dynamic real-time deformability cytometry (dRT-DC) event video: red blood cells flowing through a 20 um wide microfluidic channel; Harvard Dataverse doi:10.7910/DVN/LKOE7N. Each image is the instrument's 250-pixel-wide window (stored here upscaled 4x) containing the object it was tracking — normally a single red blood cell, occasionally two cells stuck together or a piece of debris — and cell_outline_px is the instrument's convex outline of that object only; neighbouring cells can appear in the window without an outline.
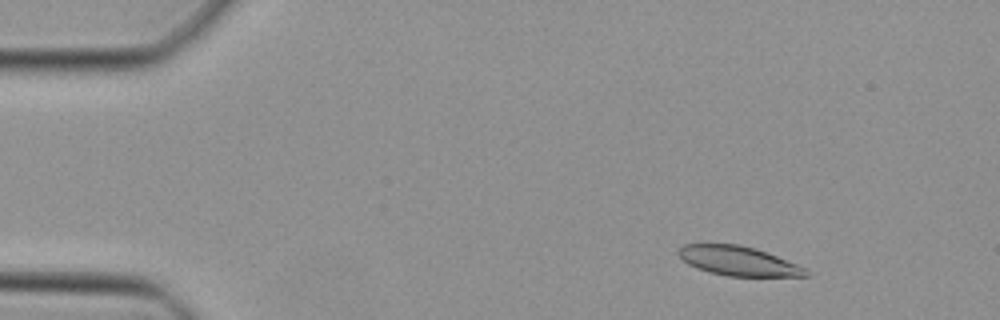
{"species": "Egyptian fruit bat (a non-hibernating species)", "species_latin": "Rousettus aegyptiacus", "temperature_condition": "cold", "stored_images_in_passage": 48, "camera_frame_rate_fps": 3000, "um_per_image_px": 0.085, "animal": {"sex": "female"}, "frame": {"image": 1, "passage_image": 6, "time_ms": 1.667, "image_size_px": [1000, 320], "cell_outline_px": [[808, 276], [728, 276], [708, 272], [696, 268], [688, 264], [676, 252], [684, 244], [740, 244], [756, 248], [808, 268]], "centroid_in_image_um": [62.77, 22.18], "position_along_channel_um": 22.2, "area_um2": 21.85}}
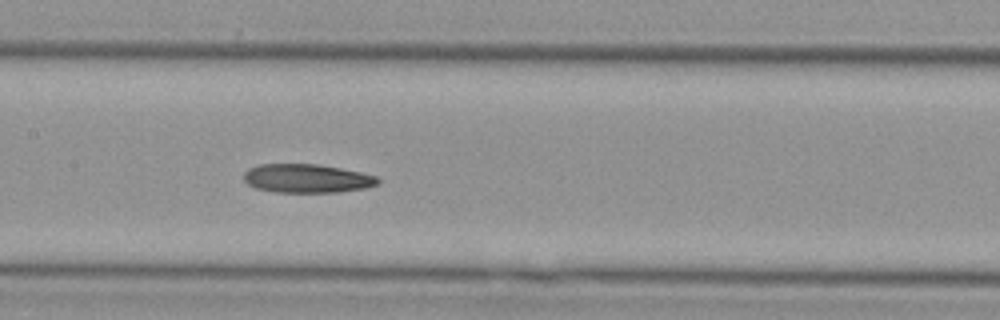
{"frame": {"image": 2, "passage_image": 23, "time_ms": 7.333, "image_size_px": [1000, 320], "cell_outline_px": [[380, 184], [364, 188], [336, 192], [276, 192], [256, 188], [248, 184], [244, 180], [244, 172], [248, 168], [256, 164], [316, 164], [340, 168], [360, 172], [376, 176], [380, 180]], "centroid_in_image_um": [26.07, 15.16], "position_along_channel_um": 181.3, "area_um2": 22.43}}
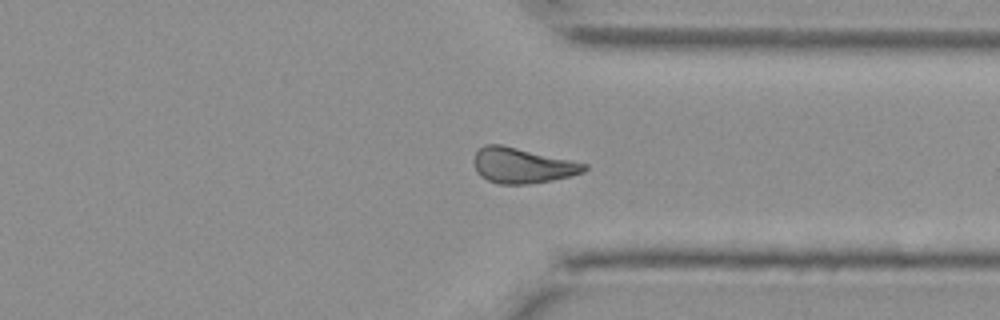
{"frame": {"image": 3, "passage_image": 36, "time_ms": 11.667, "image_size_px": [1000, 320], "cell_outline_px": [[588, 168], [584, 172], [552, 180], [524, 184], [500, 184], [488, 180], [480, 176], [476, 172], [476, 152], [484, 144], [500, 144], [588, 164]], "centroid_in_image_um": [44.4, 14.07], "position_along_channel_um": 367.0, "area_um2": 22.31}}